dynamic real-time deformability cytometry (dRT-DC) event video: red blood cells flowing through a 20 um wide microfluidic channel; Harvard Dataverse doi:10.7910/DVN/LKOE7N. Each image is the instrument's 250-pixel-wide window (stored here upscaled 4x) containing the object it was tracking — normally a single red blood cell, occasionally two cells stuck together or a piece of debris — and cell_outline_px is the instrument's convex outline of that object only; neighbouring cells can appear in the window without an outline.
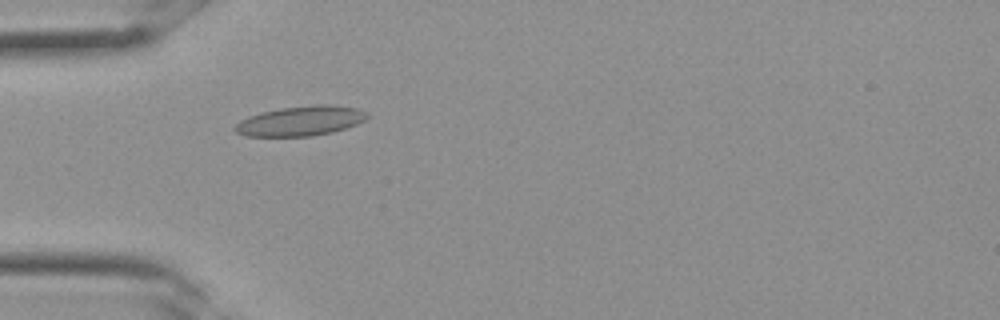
{"species": "Egyptian fruit bat (a non-hibernating species)", "species_latin": "Rousettus aegyptiacus", "temperature_condition": "room temperature", "stored_images_in_passage": 33, "camera_frame_rate_fps": 3000, "um_per_image_px": 0.085, "frame": {"image": 1, "passage_image": 10, "time_ms": 3.0, "image_size_px": [1000, 320], "cell_outline_px": [[368, 116], [364, 120], [356, 124], [332, 132], [312, 136], [244, 136], [236, 132], [232, 128], [240, 120], [248, 116], [280, 108], [316, 104], [332, 104], [356, 108], [368, 112]], "centroid_in_image_um": [25.54, 10.27], "position_along_channel_um": 59.5, "area_um2": 22.95}}
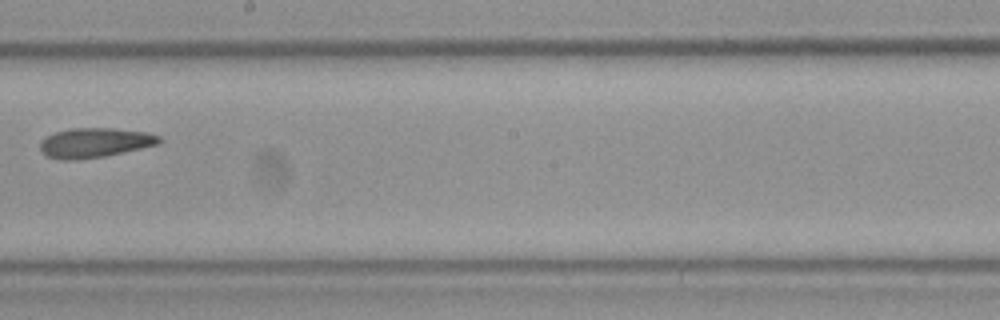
{"frame": {"image": 2, "passage_image": 19, "time_ms": 6.0, "image_size_px": [1000, 320], "cell_outline_px": [[164, 140], [160, 144], [124, 152], [104, 156], [76, 160], [60, 160], [44, 156], [40, 148], [40, 144], [48, 136], [56, 132], [72, 128], [112, 128], [148, 132], [160, 136]], "centroid_in_image_um": [8.1, 12.14], "position_along_channel_um": 240.1, "area_um2": 20.69}}
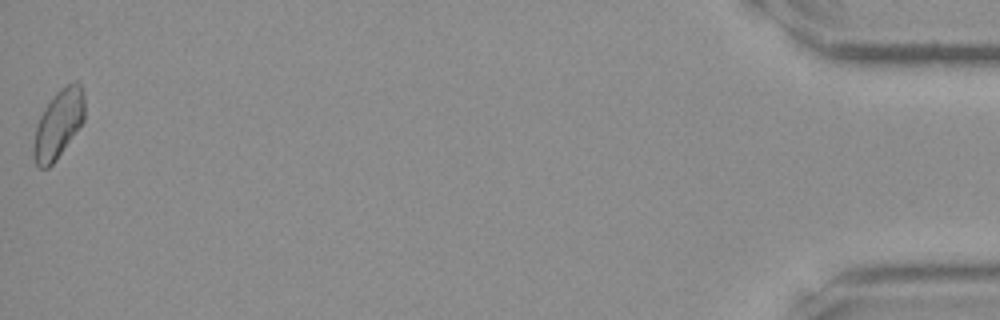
{"frame": {"image": 3, "passage_image": 33, "time_ms": 10.667, "image_size_px": [1000, 320], "cell_outline_px": [[84, 120], [56, 160], [48, 168], [40, 168], [36, 164], [32, 156], [32, 148], [36, 124], [44, 108], [56, 92], [60, 88], [72, 80], [76, 80], [80, 84], [84, 92]], "centroid_in_image_um": [4.95, 10.52], "position_along_channel_um": 430.3, "area_um2": 20.52}}